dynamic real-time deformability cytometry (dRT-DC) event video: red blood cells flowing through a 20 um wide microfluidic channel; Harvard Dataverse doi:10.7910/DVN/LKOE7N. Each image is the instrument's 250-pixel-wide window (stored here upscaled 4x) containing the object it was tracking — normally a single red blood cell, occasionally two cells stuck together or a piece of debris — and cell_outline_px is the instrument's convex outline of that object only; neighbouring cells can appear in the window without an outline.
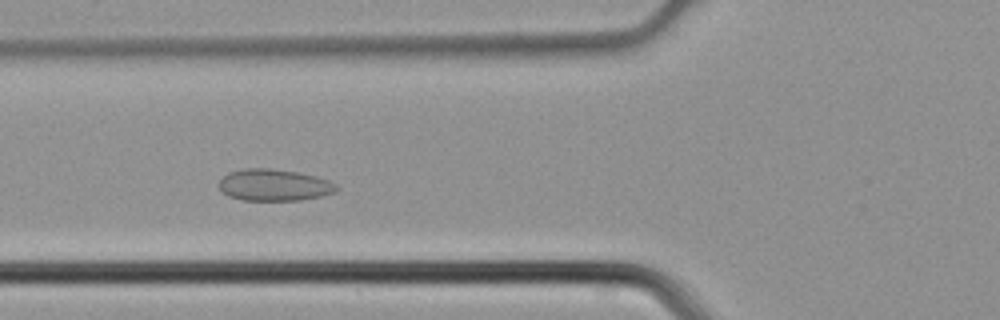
{"species": "common noctule bat (a hibernating species)", "species_latin": "Nyctalus noctula", "temperature_condition": "cold", "stored_images_in_passage": 36, "camera_frame_rate_fps": 3000, "um_per_image_px": 0.085, "animal": {"sex": "male", "body_mass_g": 21.5, "forearm_length_mm": 52.0}, "frame": {"image": 1, "passage_image": 8, "time_ms": 2.333, "image_size_px": [1000, 320], "cell_outline_px": [[340, 188], [336, 192], [320, 196], [300, 200], [240, 200], [228, 196], [220, 192], [216, 184], [228, 172], [244, 168], [268, 168], [296, 172], [316, 176], [328, 180], [336, 184]], "centroid_in_image_um": [23.25, 15.73], "position_along_channel_um": 102.5, "area_um2": 21.96}}
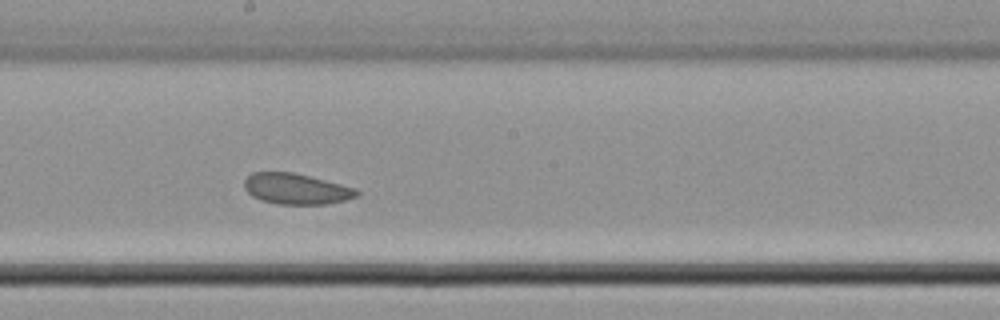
{"frame": {"image": 2, "passage_image": 16, "time_ms": 5.0, "image_size_px": [1000, 320], "cell_outline_px": [[360, 196], [344, 200], [324, 204], [276, 204], [260, 200], [252, 196], [244, 188], [244, 180], [252, 172], [292, 172], [356, 188], [360, 192]], "centroid_in_image_um": [25.16, 16.06], "position_along_channel_um": 223.0, "area_um2": 20.11}}
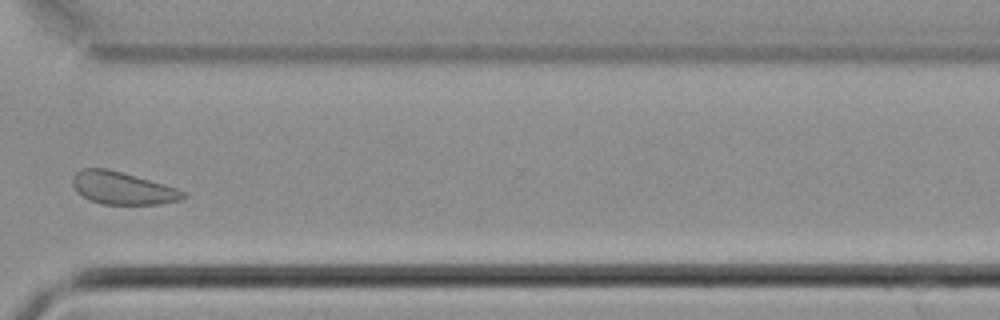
{"frame": {"image": 3, "passage_image": 25, "time_ms": 8.0, "image_size_px": [1000, 320], "cell_outline_px": [[188, 196], [180, 200], [160, 204], [100, 204], [88, 200], [76, 192], [72, 184], [72, 176], [80, 168], [108, 168], [176, 188], [188, 192]], "centroid_in_image_um": [10.38, 15.99], "position_along_channel_um": 360.2, "area_um2": 21.15}}